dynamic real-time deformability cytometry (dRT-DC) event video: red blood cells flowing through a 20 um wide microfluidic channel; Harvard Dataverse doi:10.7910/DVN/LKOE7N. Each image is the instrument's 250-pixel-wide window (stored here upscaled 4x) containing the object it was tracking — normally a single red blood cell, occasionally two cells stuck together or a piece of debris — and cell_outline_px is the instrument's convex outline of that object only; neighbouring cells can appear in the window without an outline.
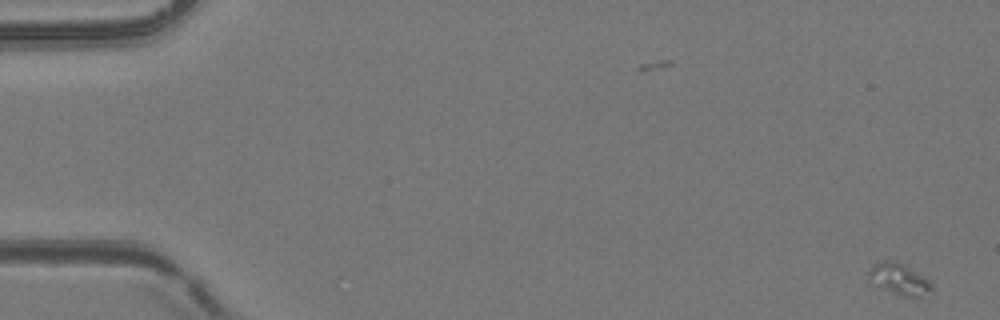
{"species": "common noctule bat (a hibernating species)", "species_latin": "Nyctalus noctula", "temperature_condition": "room temperature", "stored_images_in_passage": 5, "camera_frame_rate_fps": 3000, "um_per_image_px": 0.085, "animal": {"sex": "female", "body_mass_g": 24.6, "forearm_length_mm": 56.2}, "frame": {"image": 1, "passage_image": 1, "time_ms": 0.0, "image_size_px": [1000, 320], "cell_outline_px": [[932, 292], [912, 300], [872, 284], [868, 280], [868, 272], [872, 264], [884, 260], [896, 260], [924, 276], [932, 284]], "centroid_in_image_um": [76.43, 23.75], "position_along_channel_um": 8.6, "area_um2": 11.91}}